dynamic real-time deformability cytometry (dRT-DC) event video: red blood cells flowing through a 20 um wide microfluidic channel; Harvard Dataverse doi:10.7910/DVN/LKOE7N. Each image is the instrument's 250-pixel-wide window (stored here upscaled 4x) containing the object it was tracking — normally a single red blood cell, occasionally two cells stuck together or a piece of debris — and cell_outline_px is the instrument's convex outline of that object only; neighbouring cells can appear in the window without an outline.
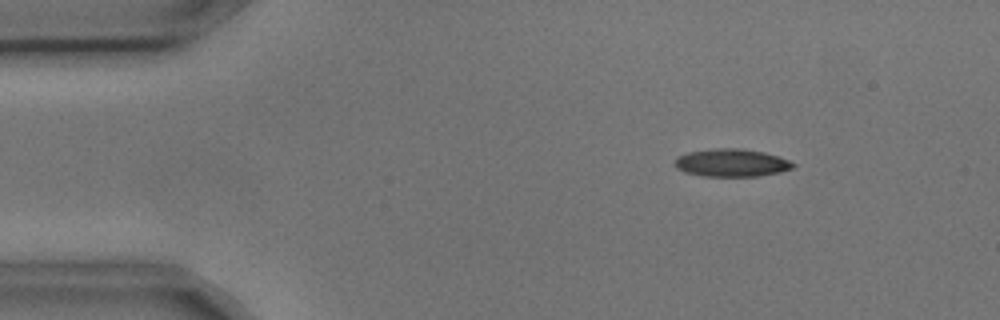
{"species": "common noctule bat (a hibernating species)", "species_latin": "Nyctalus noctula", "temperature_condition": "cold", "stored_images_in_passage": 8, "camera_frame_rate_fps": 3000, "um_per_image_px": 0.085, "animal": {"sex": "male", "body_mass_g": 17.9, "forearm_length_mm": 54.2}, "frame": {"image": 1, "passage_image": 2, "time_ms": 0.333, "image_size_px": [1000, 320], "cell_outline_px": [[796, 164], [792, 168], [780, 172], [760, 176], [704, 176], [684, 172], [676, 168], [676, 156], [688, 152], [716, 148], [744, 148], [764, 152], [788, 160]], "centroid_in_image_um": [62.17, 13.83], "position_along_channel_um": 22.8, "area_um2": 19.13}}
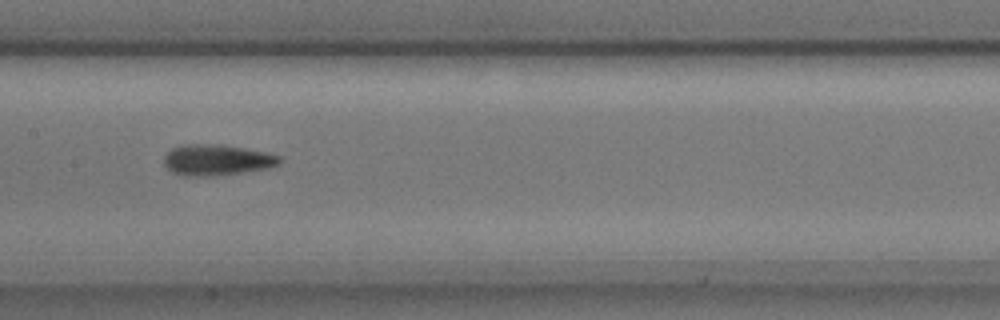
{"frame": {"image": 2, "passage_image": 7, "time_ms": 2.0, "image_size_px": [1000, 320], "cell_outline_px": [[284, 160], [280, 164], [268, 168], [240, 172], [208, 176], [184, 176], [172, 172], [164, 164], [164, 156], [172, 148], [188, 144], [220, 144], [244, 148], [264, 152], [280, 156]], "centroid_in_image_um": [18.44, 13.59], "position_along_channel_um": 189.0, "area_um2": 20.69}}
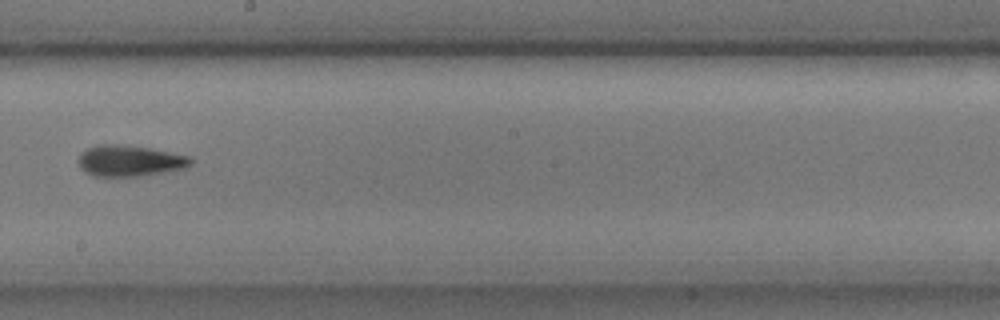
{"frame": {"image": 3, "passage_image": 8, "time_ms": 2.333, "image_size_px": [1000, 320], "cell_outline_px": [[192, 164], [184, 168], [164, 172], [140, 176], [92, 176], [84, 172], [80, 168], [76, 160], [80, 152], [88, 148], [100, 144], [112, 144], [152, 148], [192, 156]], "centroid_in_image_um": [11.0, 13.67], "position_along_channel_um": 237.2, "area_um2": 20.63}}